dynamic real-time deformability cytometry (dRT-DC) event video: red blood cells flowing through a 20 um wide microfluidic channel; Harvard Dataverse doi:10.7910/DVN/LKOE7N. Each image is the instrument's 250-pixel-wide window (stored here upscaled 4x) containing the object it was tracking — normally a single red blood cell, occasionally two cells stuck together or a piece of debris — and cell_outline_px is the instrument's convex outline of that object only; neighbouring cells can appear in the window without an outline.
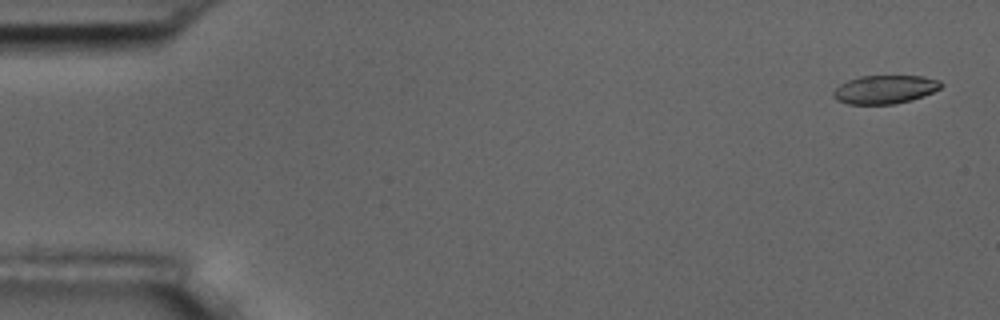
{"species": "common noctule bat (a hibernating species)", "species_latin": "Nyctalus noctula", "temperature_condition": "room temperature", "stored_images_in_passage": 5, "camera_frame_rate_fps": 3000, "um_per_image_px": 0.085, "animal": {"sex": "male", "body_mass_g": 17.5, "forearm_length_mm": 52.3}, "frame": {"image": 1, "passage_image": 1, "time_ms": 0.0, "image_size_px": [1000, 320], "cell_outline_px": [[944, 84], [940, 88], [924, 96], [912, 100], [896, 104], [848, 104], [836, 100], [832, 96], [832, 92], [840, 84], [848, 80], [860, 76], [924, 76], [940, 80]], "centroid_in_image_um": [75.22, 7.6], "position_along_channel_um": 9.8, "area_um2": 18.03}}
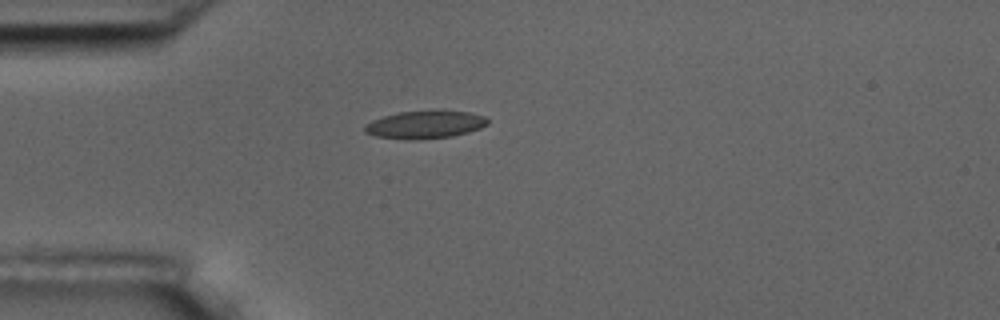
{"frame": {"image": 2, "passage_image": 5, "time_ms": 4.333, "image_size_px": [1000, 320], "cell_outline_px": [[488, 124], [480, 128], [468, 132], [452, 136], [420, 140], [408, 140], [376, 136], [364, 132], [364, 124], [372, 120], [384, 116], [400, 112], [436, 108], [468, 112], [484, 116], [488, 120]], "centroid_in_image_um": [36.13, 10.57], "position_along_channel_um": 48.9, "area_um2": 20.52}}